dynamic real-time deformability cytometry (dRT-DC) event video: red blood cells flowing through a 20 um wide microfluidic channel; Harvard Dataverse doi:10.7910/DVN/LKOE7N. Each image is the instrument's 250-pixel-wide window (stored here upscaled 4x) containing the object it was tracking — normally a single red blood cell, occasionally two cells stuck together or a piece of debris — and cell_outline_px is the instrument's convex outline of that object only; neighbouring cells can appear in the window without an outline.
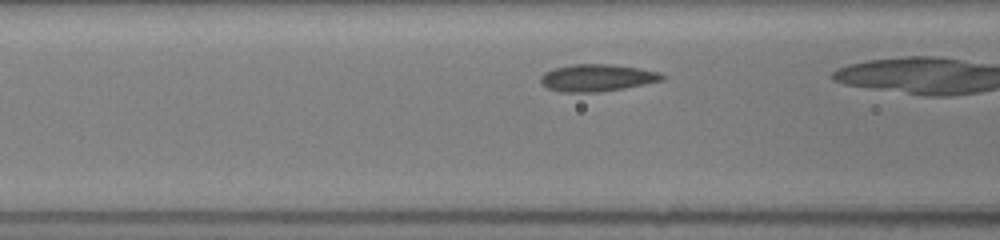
{"species": "common noctule bat (a hibernating species)", "species_latin": "Nyctalus noctula", "temperature_condition": "room temperature", "stored_images_in_passage": 23, "camera_frame_rate_fps": 3000, "um_per_image_px": 0.085, "animal": {"sex": "female", "body_mass_g": 19.5, "forearm_length_mm": 54.1}, "frame": {"image": 1, "passage_image": 4, "time_ms": 1.0, "image_size_px": [1000, 240], "cell_outline_px": [[668, 76], [664, 80], [624, 88], [596, 92], [564, 92], [548, 88], [540, 80], [540, 76], [544, 72], [556, 68], [572, 64], [612, 64], [640, 68], [660, 72]], "centroid_in_image_um": [50.81, 6.6], "position_along_channel_um": 115.8, "area_um2": 19.19}}
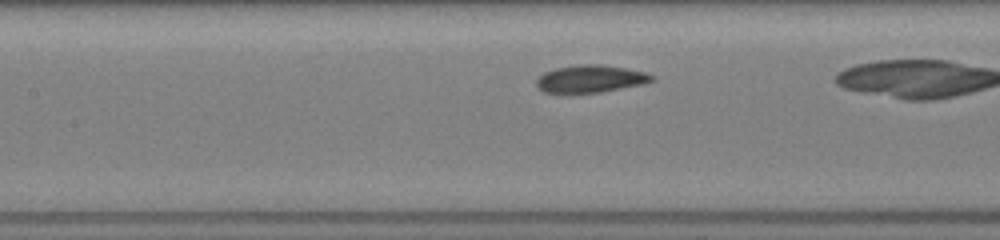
{"frame": {"image": 2, "passage_image": 7, "time_ms": 2.0, "image_size_px": [1000, 240], "cell_outline_px": [[656, 80], [644, 84], [600, 92], [568, 96], [544, 92], [536, 84], [536, 80], [544, 72], [556, 68], [580, 64], [600, 64], [624, 68], [644, 72], [656, 76]], "centroid_in_image_um": [50.17, 6.74], "position_along_channel_um": 157.2, "area_um2": 19.07}}
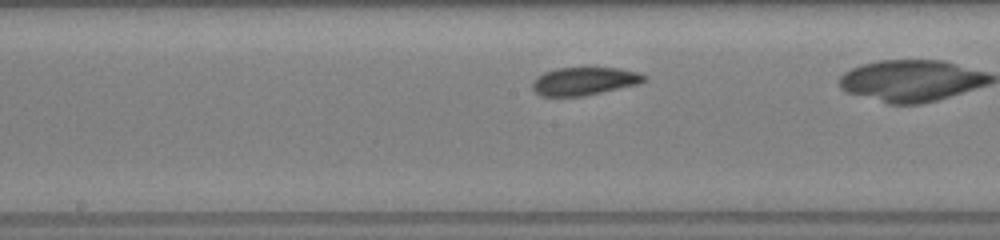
{"frame": {"image": 3, "passage_image": 10, "time_ms": 3.0, "image_size_px": [1000, 240], "cell_outline_px": [[648, 80], [640, 84], [584, 96], [544, 96], [536, 92], [532, 88], [532, 80], [536, 76], [544, 72], [556, 68], [620, 68], [636, 72], [648, 76]], "centroid_in_image_um": [49.69, 6.9], "position_along_channel_um": 198.5, "area_um2": 18.38}}